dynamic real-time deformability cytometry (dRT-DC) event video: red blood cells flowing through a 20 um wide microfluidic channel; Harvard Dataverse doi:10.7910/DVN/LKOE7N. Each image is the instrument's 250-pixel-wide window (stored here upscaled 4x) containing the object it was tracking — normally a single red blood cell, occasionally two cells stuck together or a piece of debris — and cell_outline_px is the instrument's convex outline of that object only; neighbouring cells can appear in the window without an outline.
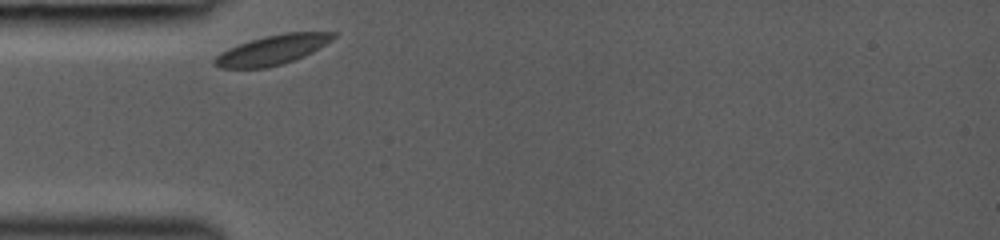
{"species": "common noctule bat (a hibernating species)", "species_latin": "Nyctalus noctula", "temperature_condition": "room temperature", "stored_images_in_passage": 7, "camera_frame_rate_fps": 3000, "um_per_image_px": 0.085, "animal": {"sex": "female", "body_mass_g": 19.0, "forearm_length_mm": 53.3}, "frame": {"image": 1, "passage_image": 1, "time_ms": 0.0, "image_size_px": [1000, 240], "cell_outline_px": [[336, 36], [332, 40], [312, 52], [304, 56], [284, 64], [268, 68], [220, 68], [212, 64], [212, 60], [220, 52], [240, 44], [264, 36], [284, 32], [336, 32]], "centroid_in_image_um": [23.14, 4.25], "position_along_channel_um": 61.9, "area_um2": 20.52}}
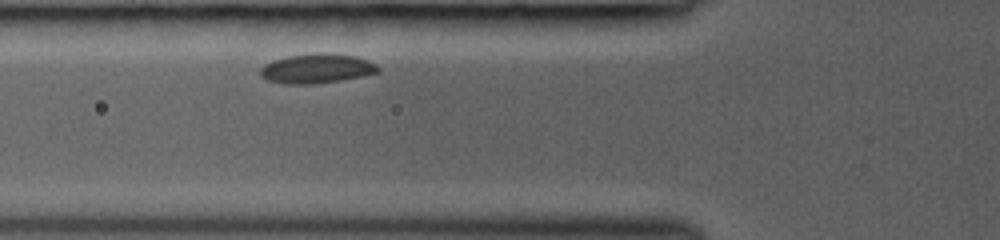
{"frame": {"image": 2, "passage_image": 3, "time_ms": 1.0, "image_size_px": [1000, 240], "cell_outline_px": [[380, 72], [340, 80], [312, 84], [284, 84], [268, 80], [260, 76], [260, 68], [264, 64], [272, 60], [288, 56], [316, 52], [328, 52], [356, 56], [368, 60], [376, 64], [380, 68]], "centroid_in_image_um": [26.91, 5.81], "position_along_channel_um": 98.9, "area_um2": 20.46}}
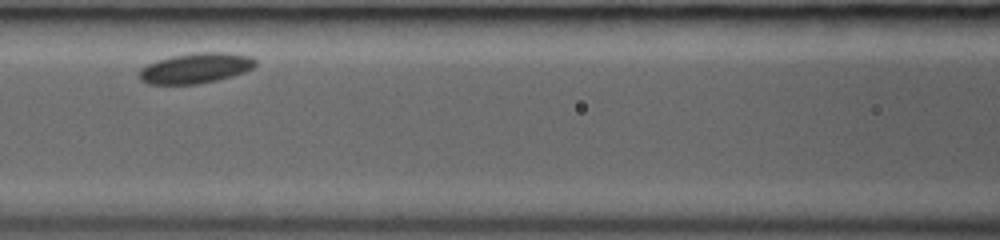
{"frame": {"image": 3, "passage_image": 6, "time_ms": 2.333, "image_size_px": [1000, 240], "cell_outline_px": [[256, 64], [252, 68], [244, 72], [232, 76], [200, 84], [148, 84], [140, 80], [140, 68], [156, 60], [172, 56], [196, 52], [228, 52], [252, 56], [256, 60]], "centroid_in_image_um": [16.65, 5.78], "position_along_channel_um": 150.0, "area_um2": 20.63}}